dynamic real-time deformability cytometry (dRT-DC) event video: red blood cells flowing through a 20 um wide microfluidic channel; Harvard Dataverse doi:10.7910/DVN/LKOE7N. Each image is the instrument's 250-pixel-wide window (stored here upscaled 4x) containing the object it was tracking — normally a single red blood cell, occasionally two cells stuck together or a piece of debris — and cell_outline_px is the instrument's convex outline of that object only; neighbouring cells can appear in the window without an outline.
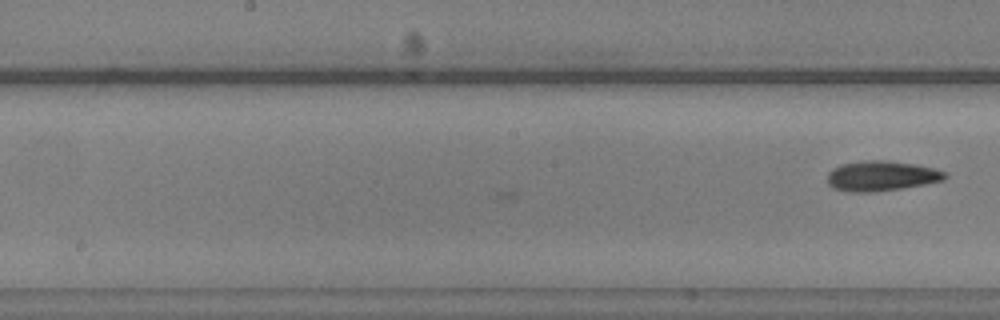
{"species": "common noctule bat (a hibernating species)", "species_latin": "Nyctalus noctula", "temperature_condition": "warm", "stored_images_in_passage": 13, "camera_frame_rate_fps": 3000, "um_per_image_px": 0.085, "animal": {"sex": "male", "body_mass_g": 20.5, "forearm_length_mm": 52.5}, "frame": {"image": 1, "passage_image": 13, "time_ms": 4.0, "image_size_px": [1000, 320], "cell_outline_px": [[948, 176], [944, 180], [924, 184], [876, 192], [844, 192], [832, 188], [828, 184], [828, 172], [832, 168], [840, 164], [868, 160], [888, 160], [912, 164], [932, 168], [948, 172]], "centroid_in_image_um": [74.88, 14.96], "position_along_channel_um": 173.3, "area_um2": 20.75}}